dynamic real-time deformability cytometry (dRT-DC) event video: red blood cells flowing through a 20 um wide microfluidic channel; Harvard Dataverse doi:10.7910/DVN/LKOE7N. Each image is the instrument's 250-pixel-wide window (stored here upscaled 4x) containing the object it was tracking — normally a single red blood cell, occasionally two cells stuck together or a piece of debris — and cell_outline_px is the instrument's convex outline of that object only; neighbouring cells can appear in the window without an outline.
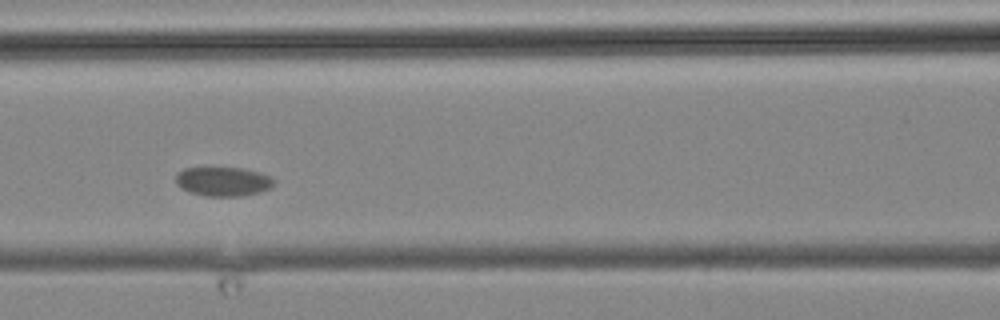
{"species": "common noctule bat (a hibernating species)", "species_latin": "Nyctalus noctula", "temperature_condition": "cold", "stored_images_in_passage": 7, "camera_frame_rate_fps": 3000, "um_per_image_px": 0.085, "animal": {"sex": "male", "body_mass_g": 19.2, "forearm_length_mm": 51.8}, "frame": {"image": 1, "passage_image": 4, "time_ms": 3.333, "image_size_px": [1000, 320], "cell_outline_px": [[276, 180], [268, 188], [260, 192], [240, 196], [204, 196], [180, 188], [176, 184], [176, 172], [184, 168], [244, 168], [260, 172]], "centroid_in_image_um": [18.93, 15.42], "position_along_channel_um": 147.7, "area_um2": 16.65}}
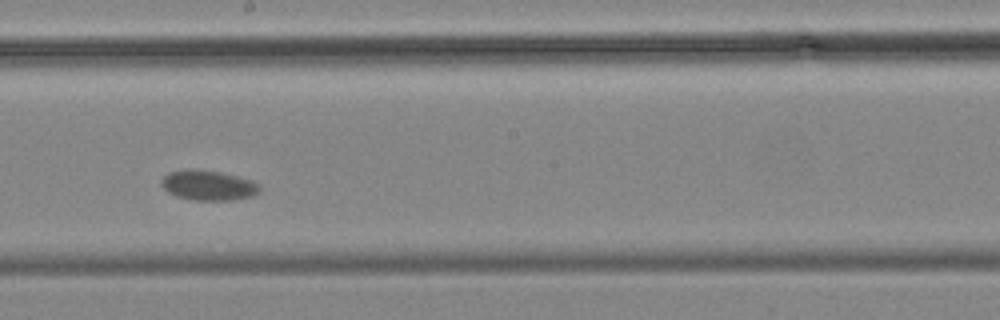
{"frame": {"image": 2, "passage_image": 6, "time_ms": 6.0, "image_size_px": [1000, 320], "cell_outline_px": [[260, 192], [252, 196], [232, 200], [192, 200], [176, 196], [168, 192], [160, 184], [160, 180], [168, 172], [192, 168], [196, 168], [220, 172], [252, 180], [260, 184]], "centroid_in_image_um": [17.69, 15.74], "position_along_channel_um": 230.5, "area_um2": 17.4}}
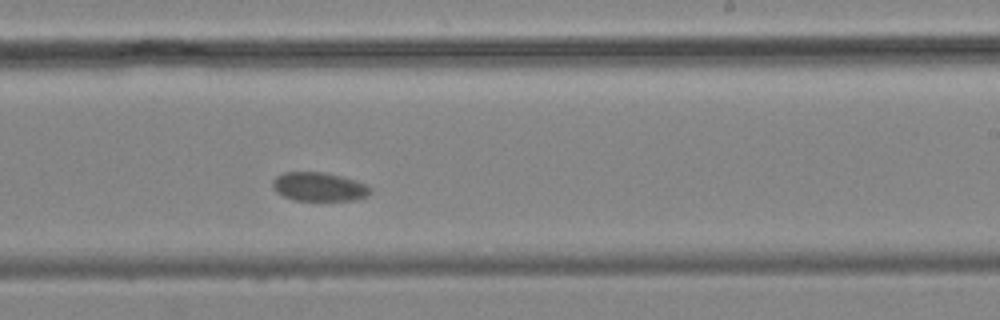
{"frame": {"image": 3, "passage_image": 7, "time_ms": 7.0, "image_size_px": [1000, 320], "cell_outline_px": [[372, 192], [368, 196], [352, 200], [292, 200], [276, 192], [272, 188], [272, 180], [276, 176], [284, 172], [324, 172], [356, 180], [372, 188]], "centroid_in_image_um": [27.1, 15.87], "position_along_channel_um": 261.9, "area_um2": 16.47}}